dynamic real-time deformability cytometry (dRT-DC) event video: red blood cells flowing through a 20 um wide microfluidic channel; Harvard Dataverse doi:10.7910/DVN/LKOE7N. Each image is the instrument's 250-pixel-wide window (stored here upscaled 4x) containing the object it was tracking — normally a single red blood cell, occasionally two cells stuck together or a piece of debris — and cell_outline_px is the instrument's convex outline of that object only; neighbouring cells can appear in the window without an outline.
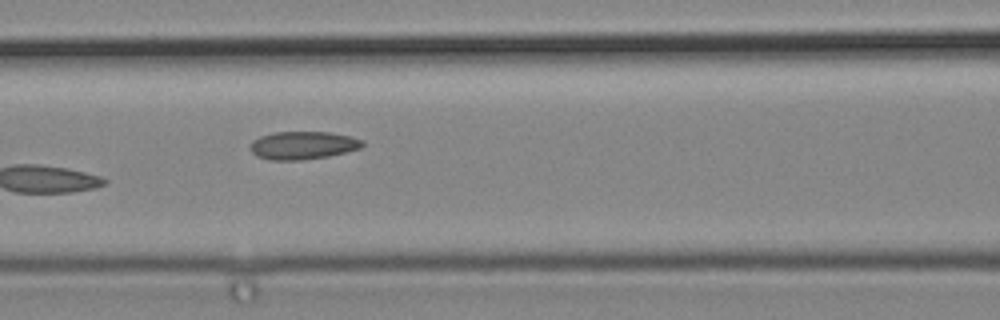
{"species": "common noctule bat (a hibernating species)", "species_latin": "Nyctalus noctula", "temperature_condition": "cold", "stored_images_in_passage": 6, "camera_frame_rate_fps": 3000, "um_per_image_px": 0.085, "animal": {"sex": "male", "body_mass_g": 19.2, "forearm_length_mm": 51.8}, "frame": {"image": 1, "passage_image": 6, "time_ms": 1.667, "image_size_px": [1000, 320], "cell_outline_px": [[364, 144], [360, 148], [328, 156], [300, 160], [272, 160], [256, 156], [252, 152], [252, 140], [260, 136], [276, 132], [328, 132], [348, 136], [364, 140]], "centroid_in_image_um": [25.74, 12.35], "position_along_channel_um": 140.9, "area_um2": 18.03}}